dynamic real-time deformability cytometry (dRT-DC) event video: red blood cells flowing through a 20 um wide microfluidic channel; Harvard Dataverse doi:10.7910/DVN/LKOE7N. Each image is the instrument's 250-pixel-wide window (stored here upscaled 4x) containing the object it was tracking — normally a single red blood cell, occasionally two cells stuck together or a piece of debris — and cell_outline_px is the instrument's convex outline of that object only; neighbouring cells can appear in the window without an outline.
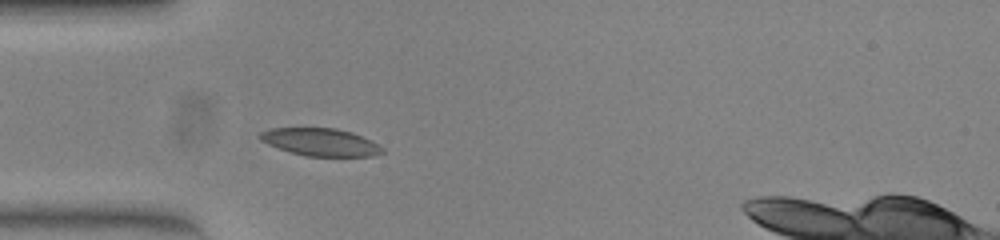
{"species": "common noctule bat (a hibernating species)", "species_latin": "Nyctalus noctula", "temperature_condition": "warm", "stored_images_in_passage": 38, "camera_frame_rate_fps": 3000, "um_per_image_px": 0.085, "animal": {"sex": "female", "body_mass_g": 23.0, "forearm_length_mm": 53.4}, "frame": {"image": 1, "passage_image": 8, "time_ms": 2.333, "image_size_px": [1000, 240], "cell_outline_px": [[384, 152], [372, 156], [308, 156], [292, 152], [268, 144], [260, 140], [256, 136], [260, 132], [272, 128], [336, 128], [352, 132], [384, 148]], "centroid_in_image_um": [27.21, 12.07], "position_along_channel_um": 57.8, "area_um2": 19.42}}
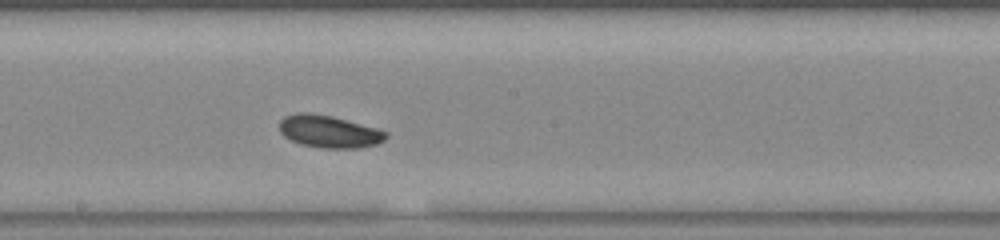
{"frame": {"image": 2, "passage_image": 21, "time_ms": 6.667, "image_size_px": [1000, 240], "cell_outline_px": [[388, 136], [384, 140], [376, 144], [360, 148], [324, 148], [300, 144], [284, 136], [280, 132], [280, 120], [284, 116], [300, 112], [308, 112], [332, 116], [376, 128], [388, 132]], "centroid_in_image_um": [27.97, 11.18], "position_along_channel_um": 220.2, "area_um2": 20.06}}
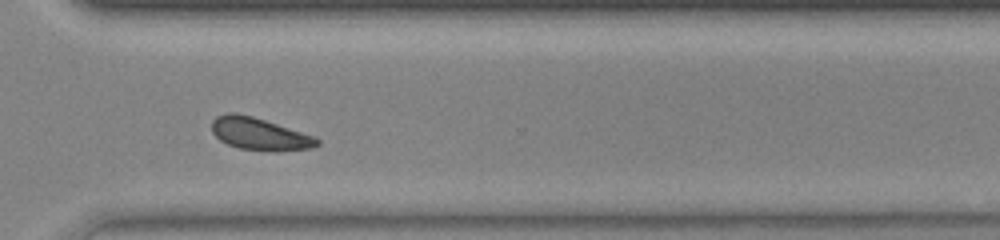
{"frame": {"image": 3, "passage_image": 31, "time_ms": 10.0, "image_size_px": [1000, 240], "cell_outline_px": [[320, 144], [312, 148], [276, 152], [272, 152], [240, 148], [228, 144], [220, 140], [212, 132], [212, 120], [216, 116], [228, 112], [236, 112], [252, 116], [312, 136], [320, 140]], "centroid_in_image_um": [22.03, 11.39], "position_along_channel_um": 348.6, "area_um2": 19.71}, "authors_computed_cell_mechanics": {"area_um2": 19.652, "velocity_mm_per_s": 3.8484, "shape_relaxation_time_tau1_ms": 5.778, "shape_relaxation_time_tau2_ms": null, "deformation_change_tau1": 0.1299, "deformation_change_tau2": null}}